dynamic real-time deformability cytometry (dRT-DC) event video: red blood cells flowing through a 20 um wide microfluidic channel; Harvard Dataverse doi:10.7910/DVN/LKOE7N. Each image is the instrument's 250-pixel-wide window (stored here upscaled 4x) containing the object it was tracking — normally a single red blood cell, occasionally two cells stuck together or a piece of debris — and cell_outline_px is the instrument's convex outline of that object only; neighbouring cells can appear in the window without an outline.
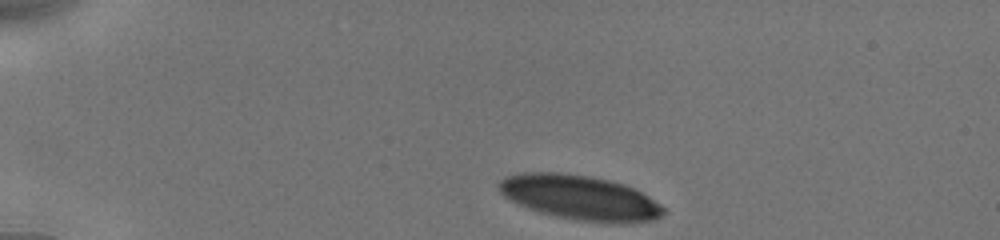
{"species": "human", "species_latin": "Homo sapiens", "temperature_condition": "cold", "stored_images_in_passage": 24, "camera_frame_rate_fps": 3000, "um_per_image_px": 0.085, "donor": {"sex": "male"}, "frame": {"image": 1, "passage_image": 1, "time_ms": 0.0, "image_size_px": [1000, 240], "cell_outline_px": [[664, 212], [656, 220], [628, 224], [616, 224], [576, 220], [556, 216], [540, 212], [528, 208], [504, 196], [500, 192], [496, 184], [504, 176], [524, 172], [560, 172], [588, 176], [608, 180], [624, 184], [648, 196], [660, 204], [664, 208]], "centroid_in_image_um": [49.3, 16.8], "position_along_channel_um": 35.7, "area_um2": 43.0}}
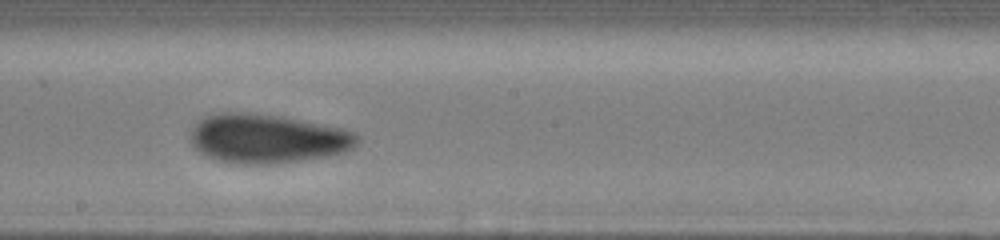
{"frame": {"image": 2, "passage_image": 14, "time_ms": 6.667, "image_size_px": [1000, 240], "cell_outline_px": [[360, 140], [352, 148], [344, 152], [332, 156], [300, 160], [264, 164], [240, 164], [216, 160], [200, 152], [192, 144], [188, 136], [192, 128], [204, 116], [216, 112], [252, 112], [284, 116], [344, 128], [356, 132], [360, 136]], "centroid_in_image_um": [22.74, 11.76], "position_along_channel_um": 225.5, "area_um2": 48.38}}
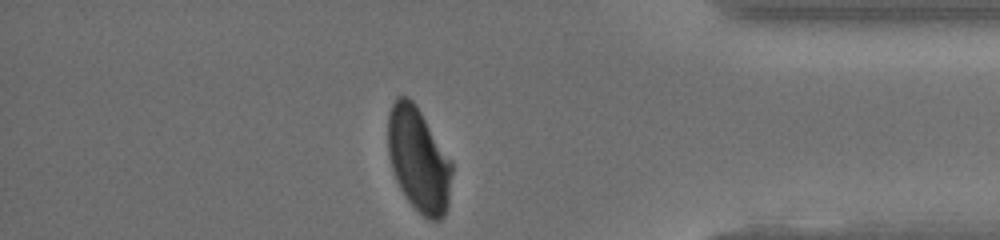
{"frame": {"image": 3, "passage_image": 24, "time_ms": 11.667, "image_size_px": [1000, 240], "cell_outline_px": [[452, 172], [448, 208], [444, 216], [440, 220], [428, 220], [408, 200], [400, 188], [392, 172], [388, 156], [388, 116], [392, 104], [396, 96], [408, 96], [416, 104], [452, 160]], "centroid_in_image_um": [35.58, 13.56], "position_along_channel_um": 399.6, "area_um2": 39.19}, "authors_computed_cell_mechanics": {"area_um2": 45.8643, "velocity_mm_per_s": 3.8945, "shape_relaxation_time_tau1_ms": 3.4261, "shape_relaxation_time_tau2_ms": 1.9411, "deformation_change_tau1": 0.1337, "deformation_change_tau2": 0.0658}}